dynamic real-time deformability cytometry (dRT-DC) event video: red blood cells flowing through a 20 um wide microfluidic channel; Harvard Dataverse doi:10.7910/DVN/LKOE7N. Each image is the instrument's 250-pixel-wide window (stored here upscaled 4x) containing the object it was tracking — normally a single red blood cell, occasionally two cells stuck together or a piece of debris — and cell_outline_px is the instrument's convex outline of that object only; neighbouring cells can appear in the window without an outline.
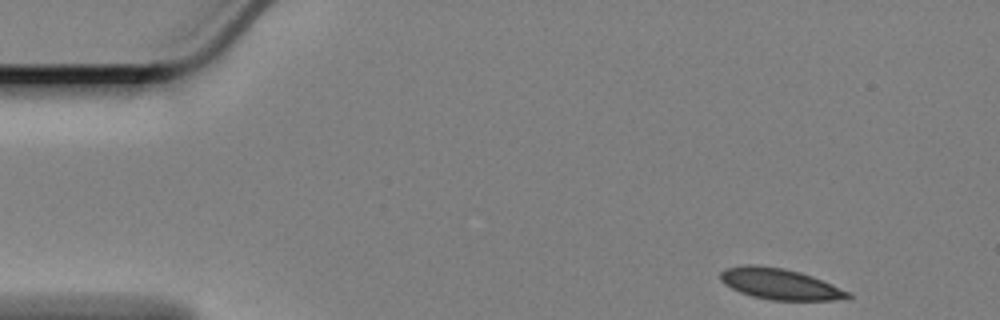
{"species": "Egyptian fruit bat (a non-hibernating species)", "species_latin": "Rousettus aegyptiacus", "temperature_condition": "cold", "stored_images_in_passage": 55, "segment_of_instrument_passage": [1, 2], "camera_frame_rate_fps": 3000, "um_per_image_px": 0.085, "animal": {"sex": "female"}, "frame": {"image": 1, "passage_image": 1, "time_ms": 0.0, "image_size_px": [1000, 320], "cell_outline_px": [[852, 296], [848, 300], [772, 300], [752, 296], [740, 292], [724, 284], [720, 280], [720, 272], [724, 268], [744, 264], [760, 264], [784, 268], [800, 272], [812, 276], [852, 292]], "centroid_in_image_um": [66.31, 24.13], "position_along_channel_um": 18.7, "area_um2": 23.41}}
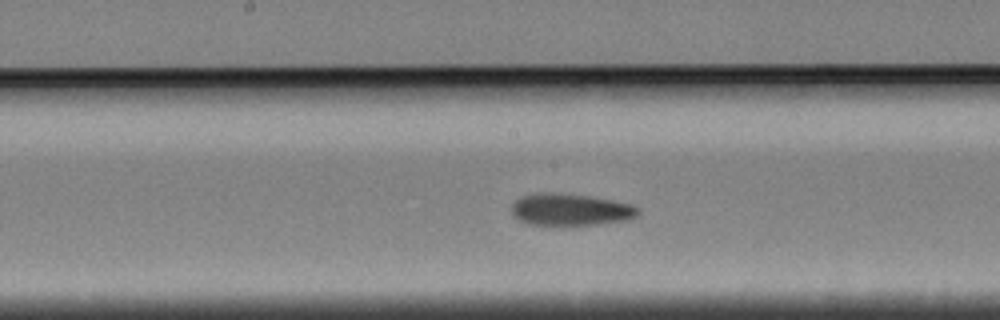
{"frame": {"image": 2, "passage_image": 25, "time_ms": 8.0, "image_size_px": [1000, 320], "cell_outline_px": [[640, 212], [636, 216], [628, 220], [572, 228], [532, 224], [520, 220], [512, 216], [512, 204], [520, 196], [540, 192], [560, 192], [588, 196], [612, 200], [632, 204], [640, 208]], "centroid_in_image_um": [48.5, 17.85], "position_along_channel_um": 199.7, "area_um2": 24.57}}
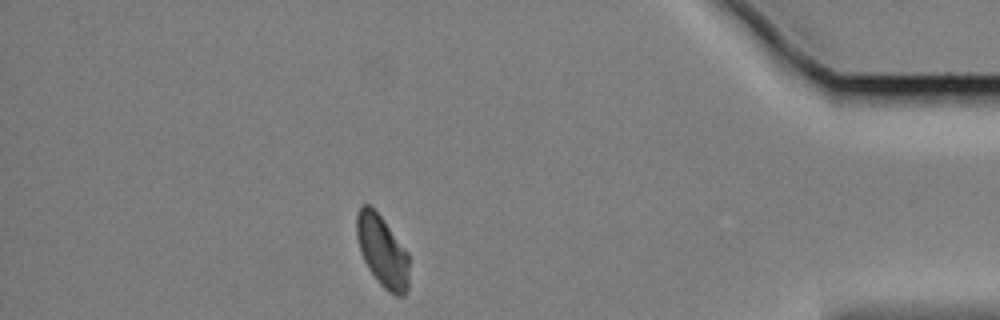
{"frame": {"image": 3, "passage_image": 47, "time_ms": 15.333, "image_size_px": [1000, 320], "cell_outline_px": [[408, 288], [404, 296], [396, 296], [388, 292], [380, 284], [368, 268], [360, 252], [356, 236], [356, 212], [360, 204], [368, 204], [380, 216], [408, 252]], "centroid_in_image_um": [32.47, 21.35], "position_along_channel_um": 402.7, "area_um2": 21.85}}